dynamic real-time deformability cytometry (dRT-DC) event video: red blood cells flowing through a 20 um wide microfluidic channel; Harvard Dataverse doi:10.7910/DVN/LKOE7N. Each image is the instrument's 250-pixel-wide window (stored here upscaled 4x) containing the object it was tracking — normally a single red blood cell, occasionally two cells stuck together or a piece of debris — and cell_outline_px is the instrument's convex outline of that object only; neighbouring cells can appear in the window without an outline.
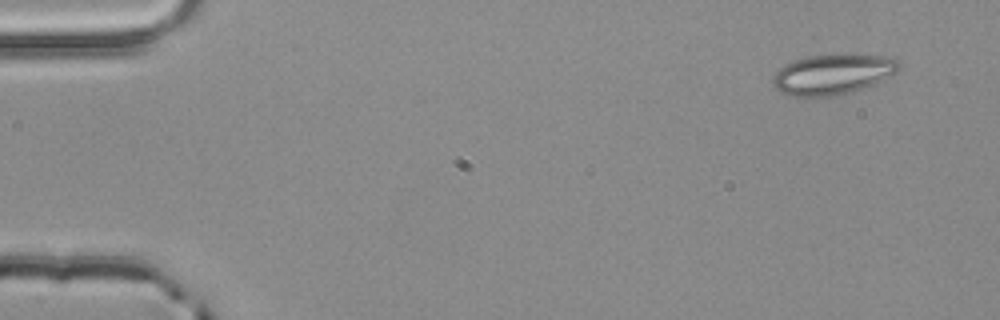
{"species": "common noctule bat (a hibernating species)", "species_latin": "Nyctalus noctula", "temperature_condition": "room temperature", "stored_images_in_passage": 4, "camera_frame_rate_fps": 3000, "um_per_image_px": 0.085, "animal": {"sex": "male", "body_mass_g": 20.4}, "frame": {"image": 1, "passage_image": 1, "time_ms": 0.0, "image_size_px": [1000, 320], "cell_outline_px": [[900, 68], [896, 72], [872, 84], [852, 92], [820, 100], [792, 96], [776, 88], [772, 84], [772, 76], [784, 64], [808, 56], [888, 56], [896, 60], [900, 64]], "centroid_in_image_um": [70.71, 6.38], "position_along_channel_um": 14.3, "area_um2": 29.42}}